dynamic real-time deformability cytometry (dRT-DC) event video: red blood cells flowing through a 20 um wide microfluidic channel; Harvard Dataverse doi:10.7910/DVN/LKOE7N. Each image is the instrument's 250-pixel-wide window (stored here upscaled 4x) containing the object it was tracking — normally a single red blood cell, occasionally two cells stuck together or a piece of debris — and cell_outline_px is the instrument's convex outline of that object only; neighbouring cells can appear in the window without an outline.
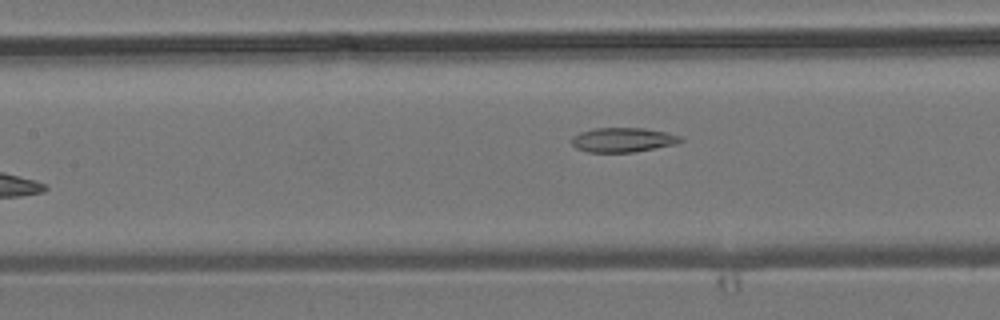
{"species": "common noctule bat (a hibernating species)", "species_latin": "Nyctalus noctula", "temperature_condition": "room temperature", "stored_images_in_passage": 7, "camera_frame_rate_fps": 3000, "um_per_image_px": 0.085, "animal": {"sex": "male", "body_mass_g": 19.2, "forearm_length_mm": 51.8}, "frame": {"image": 1, "passage_image": 7, "time_ms": 7.0, "image_size_px": [1000, 320], "cell_outline_px": [[684, 140], [676, 144], [632, 152], [588, 152], [576, 148], [572, 144], [572, 136], [580, 132], [596, 128], [644, 128], [664, 132], [680, 136]], "centroid_in_image_um": [52.93, 11.89], "position_along_channel_um": 154.5, "area_um2": 15.37}}